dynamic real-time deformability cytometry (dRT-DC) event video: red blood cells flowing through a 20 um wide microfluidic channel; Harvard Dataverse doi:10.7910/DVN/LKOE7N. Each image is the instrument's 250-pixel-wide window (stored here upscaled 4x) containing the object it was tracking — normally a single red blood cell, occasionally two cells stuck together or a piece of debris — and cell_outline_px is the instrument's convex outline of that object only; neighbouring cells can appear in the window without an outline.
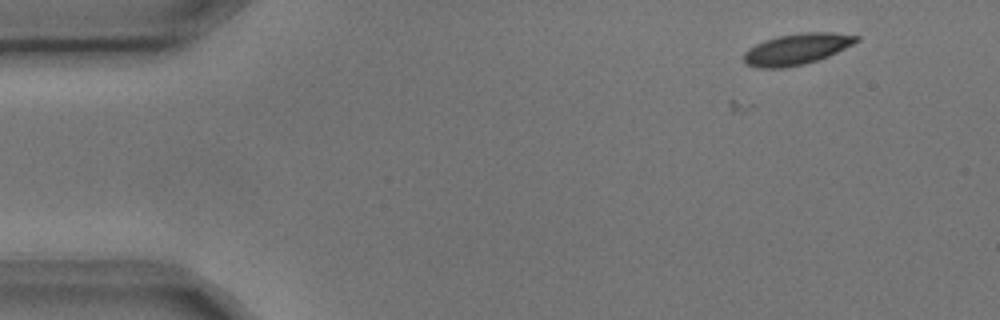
{"species": "common noctule bat (a hibernating species)", "species_latin": "Nyctalus noctula", "temperature_condition": "cold", "stored_images_in_passage": 2, "camera_frame_rate_fps": 3000, "um_per_image_px": 0.085, "animal": {"sex": "male", "body_mass_g": 17.9, "forearm_length_mm": 54.2}, "frame": {"image": 1, "passage_image": 2, "time_ms": 0.333, "image_size_px": [1000, 320], "cell_outline_px": [[860, 40], [828, 56], [804, 64], [784, 68], [760, 68], [748, 64], [744, 60], [744, 52], [748, 48], [764, 40], [776, 36], [800, 32], [832, 32], [860, 36]], "centroid_in_image_um": [67.72, 4.16], "position_along_channel_um": 17.3, "area_um2": 20.35}}